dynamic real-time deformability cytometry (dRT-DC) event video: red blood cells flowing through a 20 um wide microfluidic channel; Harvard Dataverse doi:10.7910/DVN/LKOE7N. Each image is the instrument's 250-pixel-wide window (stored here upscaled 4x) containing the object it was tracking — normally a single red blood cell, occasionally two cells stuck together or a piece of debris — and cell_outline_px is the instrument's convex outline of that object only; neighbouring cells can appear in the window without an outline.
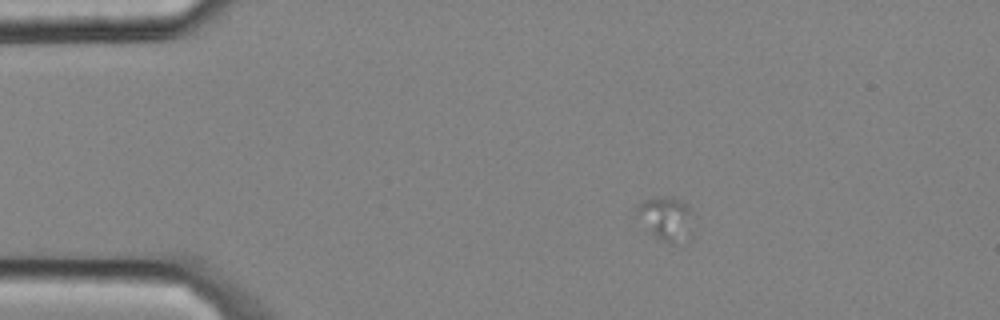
{"species": "common noctule bat (a hibernating species)", "species_latin": "Nyctalus noctula", "temperature_condition": "cold", "stored_images_in_passage": 4, "camera_frame_rate_fps": 3000, "um_per_image_px": 0.085, "animal": {"sex": "male", "body_mass_g": 20.4}, "frame": {"image": 1, "passage_image": 1, "time_ms": 0.0, "image_size_px": [1000, 320], "cell_outline_px": [[688, 208], [672, 240], [660, 240], [652, 232], [636, 208], [644, 200], [668, 196], [672, 196], [680, 200]], "centroid_in_image_um": [56.35, 18.34], "position_along_channel_um": 28.6, "area_um2": 10.75}}
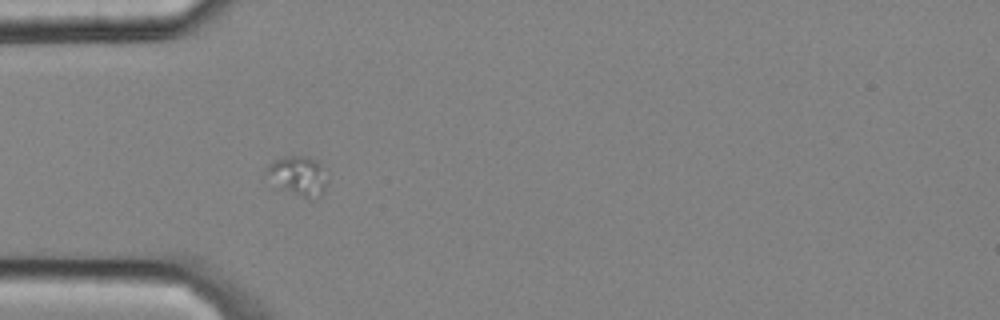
{"frame": {"image": 2, "passage_image": 3, "time_ms": 0.667, "image_size_px": [1000, 320], "cell_outline_px": [[328, 184], [324, 192], [320, 196], [304, 196], [284, 188], [264, 172], [268, 164], [284, 156], [308, 156], [316, 160], [328, 180]], "centroid_in_image_um": [25.39, 14.88], "position_along_channel_um": 59.6, "area_um2": 13.18}}